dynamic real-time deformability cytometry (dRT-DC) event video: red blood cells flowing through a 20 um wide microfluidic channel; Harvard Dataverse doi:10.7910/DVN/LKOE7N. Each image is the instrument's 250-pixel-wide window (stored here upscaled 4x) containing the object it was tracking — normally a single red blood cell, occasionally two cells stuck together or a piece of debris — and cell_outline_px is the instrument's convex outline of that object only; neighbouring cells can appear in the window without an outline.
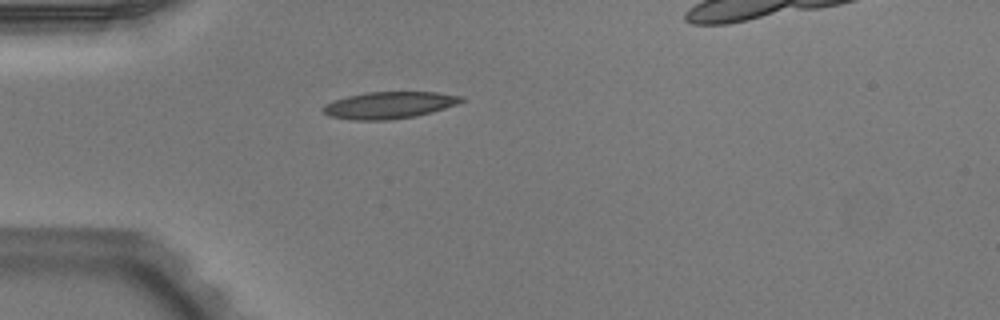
{"species": "Egyptian fruit bat (a non-hibernating species)", "species_latin": "Rousettus aegyptiacus", "temperature_condition": "warm", "stored_images_in_passage": 35, "camera_frame_rate_fps": 3000, "um_per_image_px": 0.085, "animal": {"sex": "male"}, "frame": {"image": 1, "passage_image": 1, "time_ms": 0.0, "image_size_px": [1000, 320], "cell_outline_px": [[464, 100], [460, 104], [416, 116], [388, 120], [352, 120], [328, 116], [320, 108], [324, 104], [332, 100], [348, 96], [368, 92], [436, 92], [464, 96]], "centroid_in_image_um": [33.07, 8.94], "position_along_channel_um": 51.9, "area_um2": 21.85}}
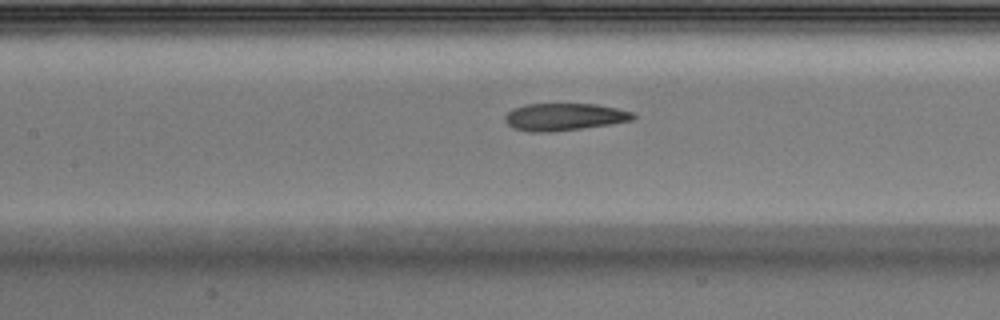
{"frame": {"image": 2, "passage_image": 10, "time_ms": 3.0, "image_size_px": [1000, 320], "cell_outline_px": [[636, 116], [632, 120], [608, 124], [552, 132], [528, 132], [516, 128], [508, 124], [504, 120], [504, 116], [512, 108], [524, 104], [596, 104], [616, 108], [632, 112]], "centroid_in_image_um": [47.91, 9.93], "position_along_channel_um": 159.5, "area_um2": 20.23}}
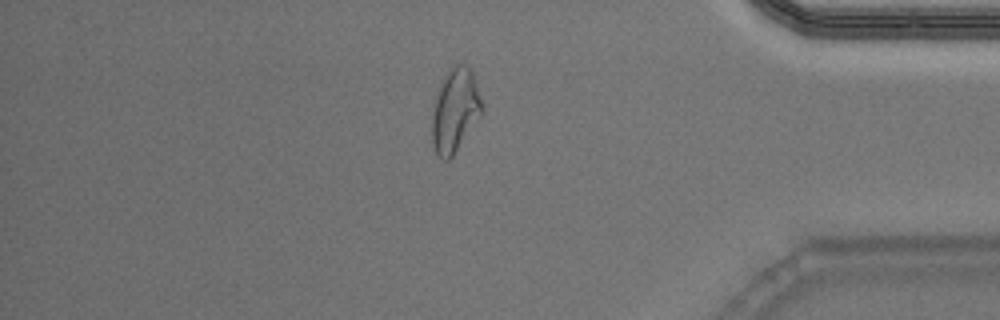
{"frame": {"image": 3, "passage_image": 30, "time_ms": 9.667, "image_size_px": [1000, 320], "cell_outline_px": [[484, 112], [452, 156], [448, 160], [444, 160], [436, 152], [432, 144], [432, 112], [436, 92], [444, 76], [456, 64], [464, 64], [472, 72], [484, 108]], "centroid_in_image_um": [38.68, 9.39], "position_along_channel_um": 396.5, "area_um2": 24.16}}